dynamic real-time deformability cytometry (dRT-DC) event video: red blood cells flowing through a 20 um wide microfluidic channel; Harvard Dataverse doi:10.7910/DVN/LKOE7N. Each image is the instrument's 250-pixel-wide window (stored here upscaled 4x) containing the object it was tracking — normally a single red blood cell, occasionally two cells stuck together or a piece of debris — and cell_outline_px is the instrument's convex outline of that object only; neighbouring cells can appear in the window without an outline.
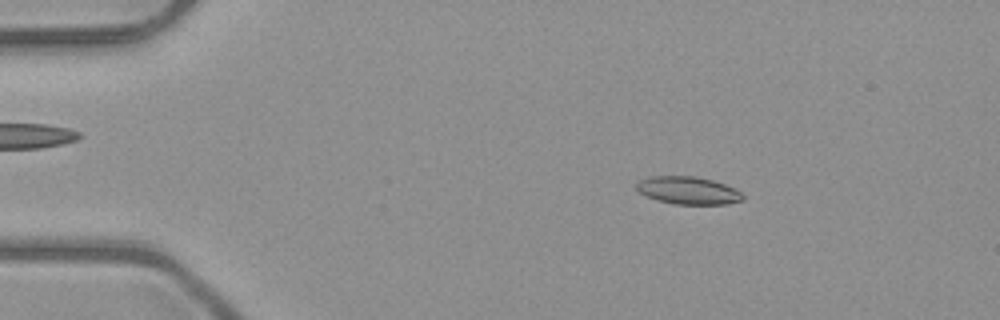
{"species": "common noctule bat (a hibernating species)", "species_latin": "Nyctalus noctula", "temperature_condition": "room temperature", "stored_images_in_passage": 50, "camera_frame_rate_fps": 3000, "um_per_image_px": 0.085, "animal": {"sex": "male", "body_mass_g": 23.1, "forearm_length_mm": 52.7}, "frame": {"image": 1, "passage_image": 7, "time_ms": 2.0, "image_size_px": [1000, 320], "cell_outline_px": [[744, 200], [728, 204], [676, 204], [660, 200], [648, 196], [640, 192], [636, 188], [636, 184], [640, 180], [648, 176], [696, 176], [712, 180], [736, 188], [744, 196]], "centroid_in_image_um": [58.53, 16.18], "position_along_channel_um": 26.5, "area_um2": 17.05}}
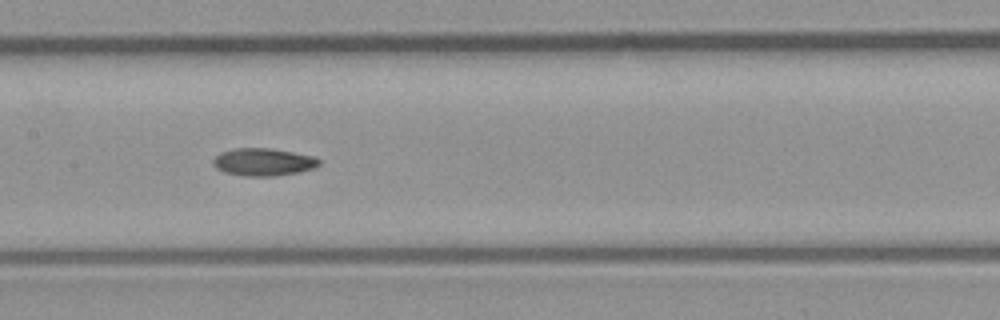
{"frame": {"image": 2, "passage_image": 24, "time_ms": 7.667, "image_size_px": [1000, 320], "cell_outline_px": [[320, 164], [312, 168], [300, 172], [276, 176], [244, 176], [224, 172], [216, 168], [212, 164], [212, 160], [220, 152], [236, 148], [268, 148], [292, 152], [312, 156], [320, 160]], "centroid_in_image_um": [22.35, 13.78], "position_along_channel_um": 185.1, "area_um2": 16.99}}
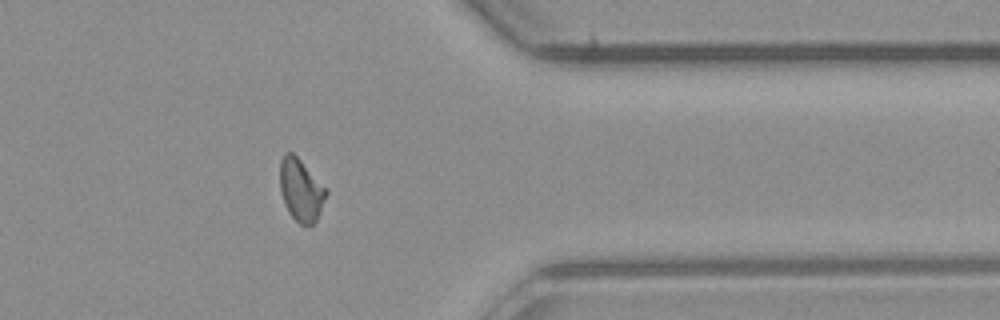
{"frame": {"image": 3, "passage_image": 40, "time_ms": 13.0, "image_size_px": [1000, 320], "cell_outline_px": [[328, 192], [320, 212], [316, 220], [312, 224], [300, 224], [288, 212], [284, 204], [280, 192], [280, 160], [284, 152], [292, 152], [328, 188]], "centroid_in_image_um": [25.58, 16.13], "position_along_channel_um": 385.8, "area_um2": 16.88}, "authors_computed_cell_mechanics": {"area_um2": 16.6753, "velocity_mm_per_s": 4.0398, "shape_relaxation_time_tau1_ms": null, "shape_relaxation_time_tau2_ms": 7.4735, "deformation_change_tau1": null, "deformation_change_tau2": 0.1343}}